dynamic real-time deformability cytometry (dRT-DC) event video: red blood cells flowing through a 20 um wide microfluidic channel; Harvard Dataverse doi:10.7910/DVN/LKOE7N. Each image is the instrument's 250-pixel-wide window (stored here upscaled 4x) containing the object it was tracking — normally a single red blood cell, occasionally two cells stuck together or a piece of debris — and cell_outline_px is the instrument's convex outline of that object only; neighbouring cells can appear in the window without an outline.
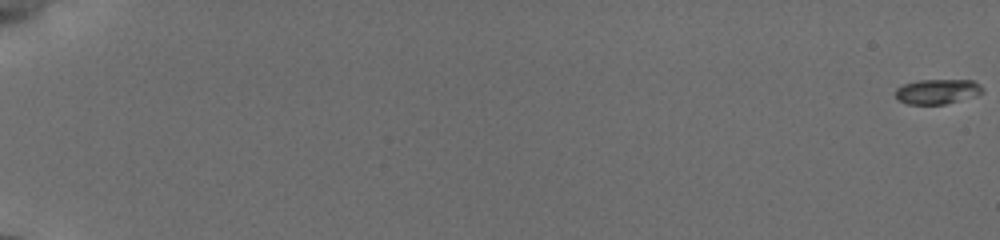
{"species": "common noctule bat (a hibernating species)", "species_latin": "Nyctalus noctula", "temperature_condition": "cold", "stored_images_in_passage": 65, "camera_frame_rate_fps": 3000, "um_per_image_px": 0.085, "animal": {"sex": "female", "body_mass_g": 19.5, "forearm_length_mm": 54.1}, "frame": {"image": 1, "passage_image": 1, "time_ms": 0.0, "image_size_px": [1000, 240], "cell_outline_px": [[984, 88], [976, 96], [944, 104], [908, 104], [896, 100], [896, 88], [904, 84], [920, 80], [972, 80], [980, 84]], "centroid_in_image_um": [79.66, 7.78], "position_along_channel_um": 5.3, "area_um2": 12.6}}
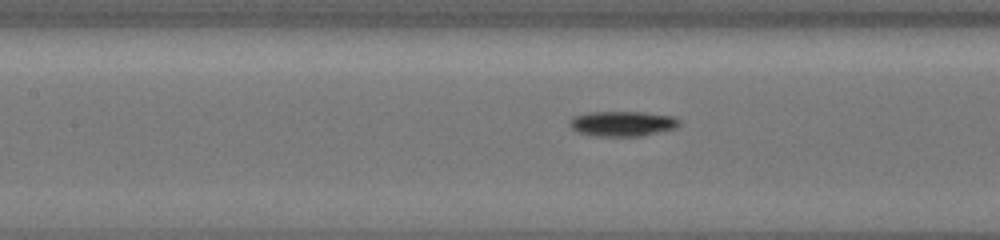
{"frame": {"image": 2, "passage_image": 35, "time_ms": 9.667, "image_size_px": [1000, 240], "cell_outline_px": [[680, 124], [676, 128], [636, 136], [596, 136], [580, 132], [572, 128], [568, 124], [568, 120], [572, 116], [588, 112], [644, 112], [676, 116], [680, 120]], "centroid_in_image_um": [52.9, 10.49], "position_along_channel_um": 154.5, "area_um2": 16.07}}
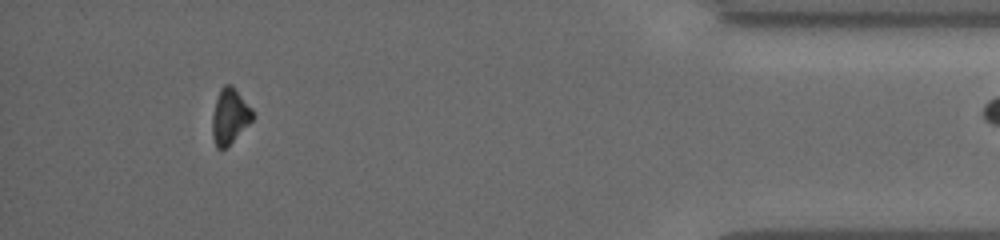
{"frame": {"image": 3, "passage_image": 63, "time_ms": 17.667, "image_size_px": [1000, 240], "cell_outline_px": [[256, 116], [224, 148], [216, 148], [212, 132], [212, 116], [216, 100], [220, 88], [224, 84], [232, 84], [252, 108]], "centroid_in_image_um": [19.54, 9.82], "position_along_channel_um": 415.7, "area_um2": 12.83}}